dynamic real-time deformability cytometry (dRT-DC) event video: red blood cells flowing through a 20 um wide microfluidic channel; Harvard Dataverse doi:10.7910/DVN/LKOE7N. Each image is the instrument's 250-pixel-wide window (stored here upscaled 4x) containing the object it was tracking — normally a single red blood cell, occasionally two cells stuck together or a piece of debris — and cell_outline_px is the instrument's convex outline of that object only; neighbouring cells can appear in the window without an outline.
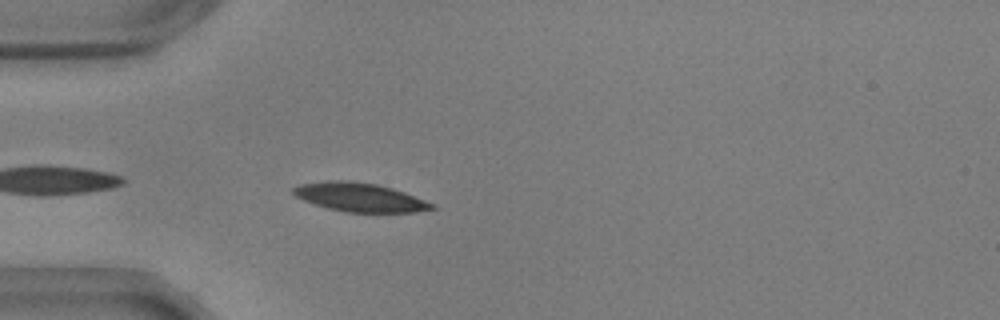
{"species": "common noctule bat (a hibernating species)", "species_latin": "Nyctalus noctula", "temperature_condition": "warm", "stored_images_in_passage": 32, "camera_frame_rate_fps": 3000, "um_per_image_px": 0.085, "animal": {"sex": "male", "body_mass_g": 17.9, "forearm_length_mm": 54.2}, "frame": {"image": 1, "passage_image": 2, "time_ms": 0.333, "image_size_px": [1000, 320], "cell_outline_px": [[436, 208], [416, 212], [344, 212], [328, 208], [304, 200], [296, 196], [292, 192], [292, 188], [300, 184], [328, 180], [348, 180], [376, 184], [392, 188], [404, 192], [432, 204]], "centroid_in_image_um": [30.54, 16.76], "position_along_channel_um": 54.5, "area_um2": 22.95}}
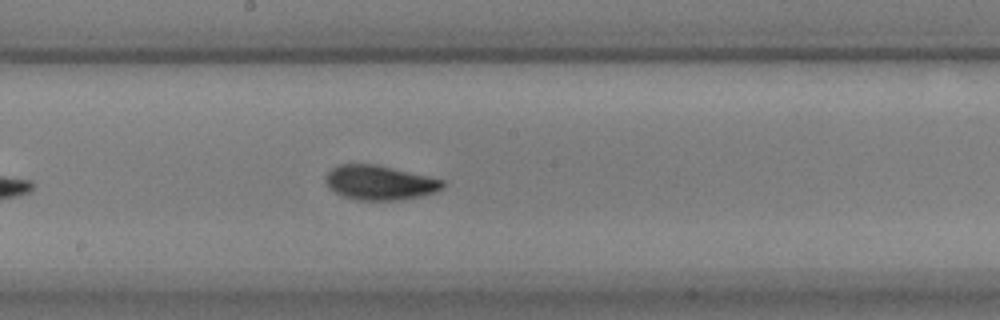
{"frame": {"image": 2, "passage_image": 16, "time_ms": 5.0, "image_size_px": [1000, 320], "cell_outline_px": [[444, 184], [436, 192], [420, 196], [396, 200], [356, 200], [344, 196], [328, 188], [324, 180], [328, 172], [332, 168], [340, 164], [376, 164], [428, 176], [444, 180]], "centroid_in_image_um": [32.24, 15.52], "position_along_channel_um": 216.0, "area_um2": 23.41}}
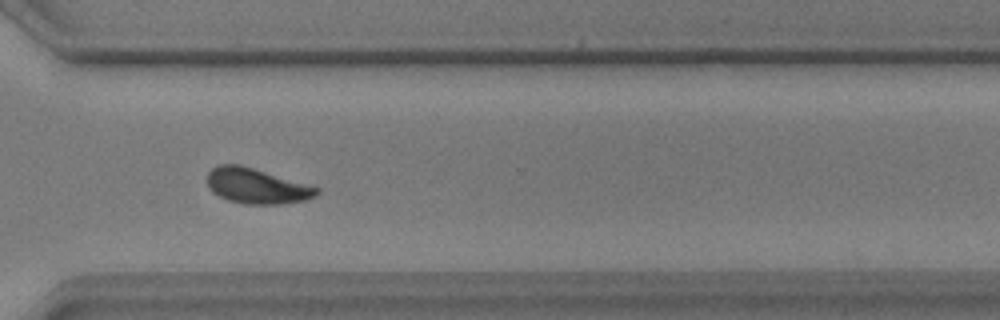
{"frame": {"image": 3, "passage_image": 27, "time_ms": 8.667, "image_size_px": [1000, 320], "cell_outline_px": [[320, 192], [316, 196], [308, 200], [280, 204], [244, 204], [228, 200], [212, 192], [208, 188], [208, 172], [216, 164], [240, 164], [320, 188]], "centroid_in_image_um": [21.81, 15.81], "position_along_channel_um": 348.8, "area_um2": 22.6}, "authors_computed_cell_mechanics": {"area_um2": 22.9177, "velocity_mm_per_s": 3.6251, "shape_relaxation_time_tau1_ms": 2.797, "shape_relaxation_time_tau2_ms": 2.117, "deformation_change_tau1": 0.1131, "deformation_change_tau2": 0.067}}